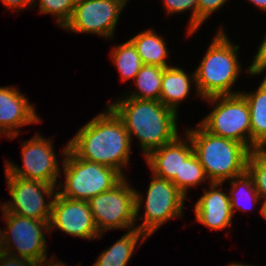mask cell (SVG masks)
<instances>
[{"label": "cell", "instance_id": "cell-1", "mask_svg": "<svg viewBox=\"0 0 266 266\" xmlns=\"http://www.w3.org/2000/svg\"><path fill=\"white\" fill-rule=\"evenodd\" d=\"M68 143L79 158L112 167L126 177L122 169L129 164L132 143L122 120L109 106L82 126Z\"/></svg>", "mask_w": 266, "mask_h": 266}, {"label": "cell", "instance_id": "cell-2", "mask_svg": "<svg viewBox=\"0 0 266 266\" xmlns=\"http://www.w3.org/2000/svg\"><path fill=\"white\" fill-rule=\"evenodd\" d=\"M121 98L108 106L122 120L130 139L134 135L139 140L144 157L179 135L176 111L156 100Z\"/></svg>", "mask_w": 266, "mask_h": 266}, {"label": "cell", "instance_id": "cell-3", "mask_svg": "<svg viewBox=\"0 0 266 266\" xmlns=\"http://www.w3.org/2000/svg\"><path fill=\"white\" fill-rule=\"evenodd\" d=\"M185 131L209 183H224L247 170L251 151L245 145L214 135L200 123L196 128H187Z\"/></svg>", "mask_w": 266, "mask_h": 266}, {"label": "cell", "instance_id": "cell-4", "mask_svg": "<svg viewBox=\"0 0 266 266\" xmlns=\"http://www.w3.org/2000/svg\"><path fill=\"white\" fill-rule=\"evenodd\" d=\"M234 45L221 27L194 71V89L200 99L241 92L231 90L242 69L238 61L239 45Z\"/></svg>", "mask_w": 266, "mask_h": 266}, {"label": "cell", "instance_id": "cell-5", "mask_svg": "<svg viewBox=\"0 0 266 266\" xmlns=\"http://www.w3.org/2000/svg\"><path fill=\"white\" fill-rule=\"evenodd\" d=\"M62 167L65 182L57 187V192L71 200L89 201L92 197L114 188L125 177L112 167L79 158L65 146ZM60 190V191H59Z\"/></svg>", "mask_w": 266, "mask_h": 266}, {"label": "cell", "instance_id": "cell-6", "mask_svg": "<svg viewBox=\"0 0 266 266\" xmlns=\"http://www.w3.org/2000/svg\"><path fill=\"white\" fill-rule=\"evenodd\" d=\"M147 196H141L135 190L136 223L138 219L144 220L137 229L150 237L155 231L172 218L182 217L186 197L170 180L152 176L147 190ZM145 200V201H144ZM145 202V204H143ZM142 204L144 205V216L138 218ZM138 218V219H137Z\"/></svg>", "mask_w": 266, "mask_h": 266}, {"label": "cell", "instance_id": "cell-7", "mask_svg": "<svg viewBox=\"0 0 266 266\" xmlns=\"http://www.w3.org/2000/svg\"><path fill=\"white\" fill-rule=\"evenodd\" d=\"M214 109L200 124L210 133L235 140L251 151V123L247 101L241 93L205 98Z\"/></svg>", "mask_w": 266, "mask_h": 266}, {"label": "cell", "instance_id": "cell-8", "mask_svg": "<svg viewBox=\"0 0 266 266\" xmlns=\"http://www.w3.org/2000/svg\"><path fill=\"white\" fill-rule=\"evenodd\" d=\"M126 179L127 177L111 190L102 192L88 201L100 234L110 229L136 228L135 189Z\"/></svg>", "mask_w": 266, "mask_h": 266}, {"label": "cell", "instance_id": "cell-9", "mask_svg": "<svg viewBox=\"0 0 266 266\" xmlns=\"http://www.w3.org/2000/svg\"><path fill=\"white\" fill-rule=\"evenodd\" d=\"M11 201L1 203L0 209L19 216L50 221L51 210L57 185L38 180H28L17 176H6ZM49 200L45 201L44 195Z\"/></svg>", "mask_w": 266, "mask_h": 266}, {"label": "cell", "instance_id": "cell-10", "mask_svg": "<svg viewBox=\"0 0 266 266\" xmlns=\"http://www.w3.org/2000/svg\"><path fill=\"white\" fill-rule=\"evenodd\" d=\"M2 213V219L7 225L4 230L7 253L36 262L46 259L48 246L45 232L49 231V221L23 217L4 210Z\"/></svg>", "mask_w": 266, "mask_h": 266}, {"label": "cell", "instance_id": "cell-11", "mask_svg": "<svg viewBox=\"0 0 266 266\" xmlns=\"http://www.w3.org/2000/svg\"><path fill=\"white\" fill-rule=\"evenodd\" d=\"M52 141L36 134L22 144L23 166L5 161V175L28 180H38L51 185H59L60 164L54 152Z\"/></svg>", "mask_w": 266, "mask_h": 266}, {"label": "cell", "instance_id": "cell-12", "mask_svg": "<svg viewBox=\"0 0 266 266\" xmlns=\"http://www.w3.org/2000/svg\"><path fill=\"white\" fill-rule=\"evenodd\" d=\"M125 6L121 0H76L73 15L64 29L112 39Z\"/></svg>", "mask_w": 266, "mask_h": 266}, {"label": "cell", "instance_id": "cell-13", "mask_svg": "<svg viewBox=\"0 0 266 266\" xmlns=\"http://www.w3.org/2000/svg\"><path fill=\"white\" fill-rule=\"evenodd\" d=\"M58 229L66 234L84 239H100L103 234L98 232L88 201L71 200L55 195L49 233Z\"/></svg>", "mask_w": 266, "mask_h": 266}, {"label": "cell", "instance_id": "cell-14", "mask_svg": "<svg viewBox=\"0 0 266 266\" xmlns=\"http://www.w3.org/2000/svg\"><path fill=\"white\" fill-rule=\"evenodd\" d=\"M184 135L185 139L177 136L145 157L154 176L170 180L180 191L182 164L194 153L191 139Z\"/></svg>", "mask_w": 266, "mask_h": 266}, {"label": "cell", "instance_id": "cell-15", "mask_svg": "<svg viewBox=\"0 0 266 266\" xmlns=\"http://www.w3.org/2000/svg\"><path fill=\"white\" fill-rule=\"evenodd\" d=\"M35 111L16 87H0V135L11 140L20 134L19 127L41 122Z\"/></svg>", "mask_w": 266, "mask_h": 266}, {"label": "cell", "instance_id": "cell-16", "mask_svg": "<svg viewBox=\"0 0 266 266\" xmlns=\"http://www.w3.org/2000/svg\"><path fill=\"white\" fill-rule=\"evenodd\" d=\"M222 184L210 182L209 190L204 189L194 208L197 222L211 230L219 231L229 227L234 217L228 193L220 189Z\"/></svg>", "mask_w": 266, "mask_h": 266}, {"label": "cell", "instance_id": "cell-17", "mask_svg": "<svg viewBox=\"0 0 266 266\" xmlns=\"http://www.w3.org/2000/svg\"><path fill=\"white\" fill-rule=\"evenodd\" d=\"M192 82L195 87V72L189 77L180 67L164 68L159 101L178 113V105L190 94Z\"/></svg>", "mask_w": 266, "mask_h": 266}, {"label": "cell", "instance_id": "cell-18", "mask_svg": "<svg viewBox=\"0 0 266 266\" xmlns=\"http://www.w3.org/2000/svg\"><path fill=\"white\" fill-rule=\"evenodd\" d=\"M247 101L251 123V151L266 145V78L255 92H240Z\"/></svg>", "mask_w": 266, "mask_h": 266}, {"label": "cell", "instance_id": "cell-19", "mask_svg": "<svg viewBox=\"0 0 266 266\" xmlns=\"http://www.w3.org/2000/svg\"><path fill=\"white\" fill-rule=\"evenodd\" d=\"M148 237L137 228L128 230L111 247L99 254L93 266H127L136 245H142Z\"/></svg>", "mask_w": 266, "mask_h": 266}, {"label": "cell", "instance_id": "cell-20", "mask_svg": "<svg viewBox=\"0 0 266 266\" xmlns=\"http://www.w3.org/2000/svg\"><path fill=\"white\" fill-rule=\"evenodd\" d=\"M129 40L135 46L143 64L156 65L162 68L170 67L167 63L169 54L167 44L155 30H144Z\"/></svg>", "mask_w": 266, "mask_h": 266}, {"label": "cell", "instance_id": "cell-21", "mask_svg": "<svg viewBox=\"0 0 266 266\" xmlns=\"http://www.w3.org/2000/svg\"><path fill=\"white\" fill-rule=\"evenodd\" d=\"M164 68L156 65L143 64L137 73L135 80L136 91H131L127 97L138 100L160 99L162 76ZM138 90V91H137Z\"/></svg>", "mask_w": 266, "mask_h": 266}, {"label": "cell", "instance_id": "cell-22", "mask_svg": "<svg viewBox=\"0 0 266 266\" xmlns=\"http://www.w3.org/2000/svg\"><path fill=\"white\" fill-rule=\"evenodd\" d=\"M229 183L232 186L228 196L233 215L236 210L247 212L252 209L251 206L256 205L260 201L253 178L247 170L244 173L235 176L233 179H230Z\"/></svg>", "mask_w": 266, "mask_h": 266}, {"label": "cell", "instance_id": "cell-23", "mask_svg": "<svg viewBox=\"0 0 266 266\" xmlns=\"http://www.w3.org/2000/svg\"><path fill=\"white\" fill-rule=\"evenodd\" d=\"M111 58L122 81L134 79L143 65L135 46L130 40L115 46L111 51Z\"/></svg>", "mask_w": 266, "mask_h": 266}, {"label": "cell", "instance_id": "cell-24", "mask_svg": "<svg viewBox=\"0 0 266 266\" xmlns=\"http://www.w3.org/2000/svg\"><path fill=\"white\" fill-rule=\"evenodd\" d=\"M39 2V11L42 14H52L56 23L61 27L70 21L76 0H34V6Z\"/></svg>", "mask_w": 266, "mask_h": 266}, {"label": "cell", "instance_id": "cell-25", "mask_svg": "<svg viewBox=\"0 0 266 266\" xmlns=\"http://www.w3.org/2000/svg\"><path fill=\"white\" fill-rule=\"evenodd\" d=\"M247 171L252 176L262 203H266V157L259 151H251L247 160Z\"/></svg>", "mask_w": 266, "mask_h": 266}, {"label": "cell", "instance_id": "cell-26", "mask_svg": "<svg viewBox=\"0 0 266 266\" xmlns=\"http://www.w3.org/2000/svg\"><path fill=\"white\" fill-rule=\"evenodd\" d=\"M203 166L200 164L197 156L193 153L182 164L181 169V192L187 197V190L200 183L207 181Z\"/></svg>", "mask_w": 266, "mask_h": 266}, {"label": "cell", "instance_id": "cell-27", "mask_svg": "<svg viewBox=\"0 0 266 266\" xmlns=\"http://www.w3.org/2000/svg\"><path fill=\"white\" fill-rule=\"evenodd\" d=\"M167 14H176L188 10H192L191 18L189 17V24L187 34L192 35L198 30V0H162Z\"/></svg>", "mask_w": 266, "mask_h": 266}, {"label": "cell", "instance_id": "cell-28", "mask_svg": "<svg viewBox=\"0 0 266 266\" xmlns=\"http://www.w3.org/2000/svg\"><path fill=\"white\" fill-rule=\"evenodd\" d=\"M228 0H198V29L210 17L217 12Z\"/></svg>", "mask_w": 266, "mask_h": 266}, {"label": "cell", "instance_id": "cell-29", "mask_svg": "<svg viewBox=\"0 0 266 266\" xmlns=\"http://www.w3.org/2000/svg\"><path fill=\"white\" fill-rule=\"evenodd\" d=\"M258 47V51L255 56H253L252 63L248 66L249 68L247 70V74L253 76L260 75L266 70V36ZM264 78H266V76Z\"/></svg>", "mask_w": 266, "mask_h": 266}, {"label": "cell", "instance_id": "cell-30", "mask_svg": "<svg viewBox=\"0 0 266 266\" xmlns=\"http://www.w3.org/2000/svg\"><path fill=\"white\" fill-rule=\"evenodd\" d=\"M36 264V261L18 256H13L8 253L0 257V266H36Z\"/></svg>", "mask_w": 266, "mask_h": 266}, {"label": "cell", "instance_id": "cell-31", "mask_svg": "<svg viewBox=\"0 0 266 266\" xmlns=\"http://www.w3.org/2000/svg\"><path fill=\"white\" fill-rule=\"evenodd\" d=\"M6 8L12 9V11H18L34 6V0H0Z\"/></svg>", "mask_w": 266, "mask_h": 266}, {"label": "cell", "instance_id": "cell-32", "mask_svg": "<svg viewBox=\"0 0 266 266\" xmlns=\"http://www.w3.org/2000/svg\"><path fill=\"white\" fill-rule=\"evenodd\" d=\"M55 256H52V258L50 260H48L49 258L43 259L39 262H37L36 266H68L67 264L59 261H55ZM56 262V263H55Z\"/></svg>", "mask_w": 266, "mask_h": 266}, {"label": "cell", "instance_id": "cell-33", "mask_svg": "<svg viewBox=\"0 0 266 266\" xmlns=\"http://www.w3.org/2000/svg\"><path fill=\"white\" fill-rule=\"evenodd\" d=\"M6 253L5 233L2 231V228H0V257Z\"/></svg>", "mask_w": 266, "mask_h": 266}, {"label": "cell", "instance_id": "cell-34", "mask_svg": "<svg viewBox=\"0 0 266 266\" xmlns=\"http://www.w3.org/2000/svg\"><path fill=\"white\" fill-rule=\"evenodd\" d=\"M250 3L254 4L256 7L266 12V0H248Z\"/></svg>", "mask_w": 266, "mask_h": 266}, {"label": "cell", "instance_id": "cell-35", "mask_svg": "<svg viewBox=\"0 0 266 266\" xmlns=\"http://www.w3.org/2000/svg\"><path fill=\"white\" fill-rule=\"evenodd\" d=\"M261 216L266 220V203H262L261 209H260Z\"/></svg>", "mask_w": 266, "mask_h": 266}, {"label": "cell", "instance_id": "cell-36", "mask_svg": "<svg viewBox=\"0 0 266 266\" xmlns=\"http://www.w3.org/2000/svg\"><path fill=\"white\" fill-rule=\"evenodd\" d=\"M266 145H263L262 147H260L258 150L266 157Z\"/></svg>", "mask_w": 266, "mask_h": 266}, {"label": "cell", "instance_id": "cell-37", "mask_svg": "<svg viewBox=\"0 0 266 266\" xmlns=\"http://www.w3.org/2000/svg\"><path fill=\"white\" fill-rule=\"evenodd\" d=\"M229 266H252L251 264L231 263ZM254 266V265H253Z\"/></svg>", "mask_w": 266, "mask_h": 266}, {"label": "cell", "instance_id": "cell-38", "mask_svg": "<svg viewBox=\"0 0 266 266\" xmlns=\"http://www.w3.org/2000/svg\"><path fill=\"white\" fill-rule=\"evenodd\" d=\"M125 5L127 4L128 0H121Z\"/></svg>", "mask_w": 266, "mask_h": 266}]
</instances>
